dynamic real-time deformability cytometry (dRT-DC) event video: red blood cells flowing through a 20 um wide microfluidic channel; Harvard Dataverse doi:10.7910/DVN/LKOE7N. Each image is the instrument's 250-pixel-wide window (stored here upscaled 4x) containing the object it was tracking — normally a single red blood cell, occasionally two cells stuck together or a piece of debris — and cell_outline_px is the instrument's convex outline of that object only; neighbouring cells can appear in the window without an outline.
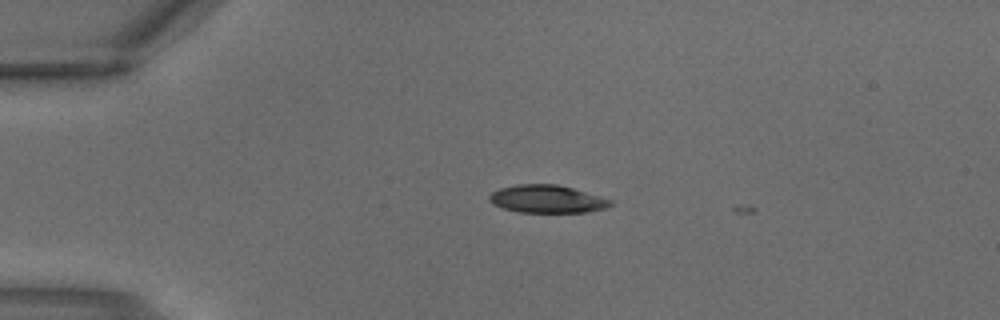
{"species": "common noctule bat (a hibernating species)", "species_latin": "Nyctalus noctula", "temperature_condition": "warm", "stored_images_in_passage": 1, "camera_frame_rate_fps": 3000, "um_per_image_px": 0.085, "animal": {"sex": "male", "body_mass_g": 18.8}, "frame": {"image": 1, "passage_image": 1, "time_ms": 0.0, "image_size_px": [1000, 320], "cell_outline_px": [[616, 204], [604, 208], [584, 212], [520, 212], [504, 208], [492, 204], [488, 200], [488, 196], [492, 192], [500, 188], [516, 184], [556, 184], [572, 188], [612, 200]], "centroid_in_image_um": [46.48, 16.91], "position_along_channel_um": 38.5, "area_um2": 19.54}}